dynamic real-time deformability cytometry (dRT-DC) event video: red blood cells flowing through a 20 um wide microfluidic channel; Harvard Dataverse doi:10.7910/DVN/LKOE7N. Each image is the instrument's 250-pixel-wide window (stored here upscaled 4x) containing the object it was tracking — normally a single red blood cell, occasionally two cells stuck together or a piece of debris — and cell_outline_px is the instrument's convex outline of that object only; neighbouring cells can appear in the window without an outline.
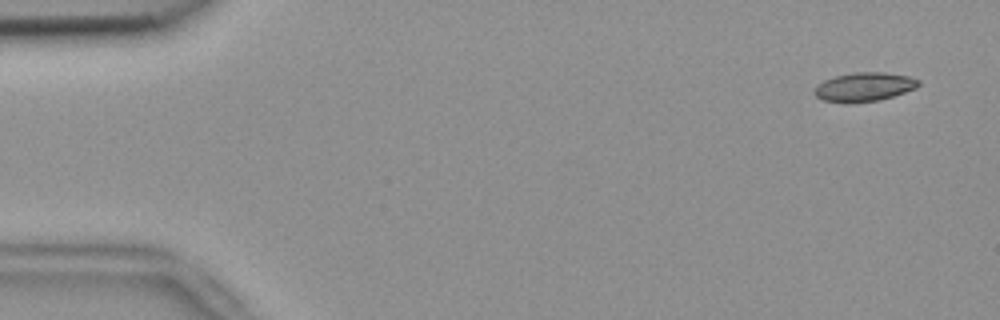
{"species": "common noctule bat (a hibernating species)", "species_latin": "Nyctalus noctula", "temperature_condition": "room temperature", "stored_images_in_passage": 54, "camera_frame_rate_fps": 3000, "um_per_image_px": 0.085, "animal": {"sex": "female", "body_mass_g": 18.4}, "frame": {"image": 1, "passage_image": 3, "time_ms": 0.667, "image_size_px": [1000, 320], "cell_outline_px": [[920, 84], [916, 88], [880, 100], [824, 100], [816, 96], [812, 92], [816, 84], [824, 80], [836, 76], [856, 72], [884, 72], [908, 76], [920, 80]], "centroid_in_image_um": [73.48, 7.34], "position_along_channel_um": 11.5, "area_um2": 16.88}}
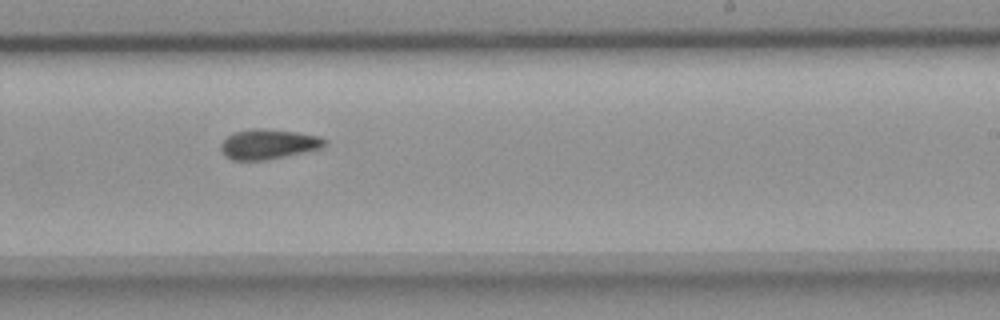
{"frame": {"image": 2, "passage_image": 33, "time_ms": 10.667, "image_size_px": [1000, 320], "cell_outline_px": [[328, 144], [320, 148], [304, 152], [268, 160], [232, 160], [220, 148], [220, 144], [232, 132], [252, 128], [268, 128], [296, 132], [320, 136]], "centroid_in_image_um": [22.81, 12.24], "position_along_channel_um": 266.2, "area_um2": 18.15}}
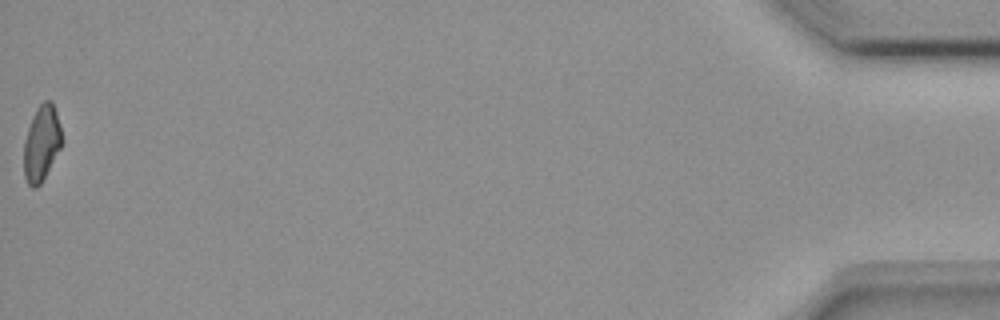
{"frame": {"image": 3, "passage_image": 54, "time_ms": 17.667, "image_size_px": [1000, 320], "cell_outline_px": [[60, 148], [40, 184], [36, 188], [32, 188], [28, 184], [24, 176], [24, 140], [32, 116], [36, 108], [44, 100], [52, 100], [56, 112], [60, 128]], "centroid_in_image_um": [3.5, 12.16], "position_along_channel_um": 431.7, "area_um2": 16.42}, "authors_computed_cell_mechanics": {"area_um2": 17.5712, "velocity_mm_per_s": 3.7771, "shape_relaxation_time_tau1_ms": null, "shape_relaxation_time_tau2_ms": 6.0863, "deformation_change_tau1": null, "deformation_change_tau2": 0.1213}}